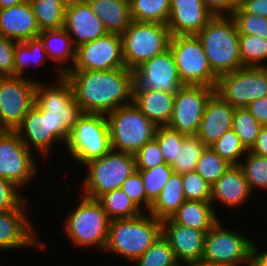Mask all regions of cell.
<instances>
[{"label": "cell", "instance_id": "6da1fadb", "mask_svg": "<svg viewBox=\"0 0 267 266\" xmlns=\"http://www.w3.org/2000/svg\"><path fill=\"white\" fill-rule=\"evenodd\" d=\"M65 76L73 87L76 103L84 113L107 115L133 102L134 76L127 68L69 70Z\"/></svg>", "mask_w": 267, "mask_h": 266}, {"label": "cell", "instance_id": "7a4b0ae2", "mask_svg": "<svg viewBox=\"0 0 267 266\" xmlns=\"http://www.w3.org/2000/svg\"><path fill=\"white\" fill-rule=\"evenodd\" d=\"M211 69L219 76L242 66L239 33L230 15H215L197 34Z\"/></svg>", "mask_w": 267, "mask_h": 266}, {"label": "cell", "instance_id": "3957f363", "mask_svg": "<svg viewBox=\"0 0 267 266\" xmlns=\"http://www.w3.org/2000/svg\"><path fill=\"white\" fill-rule=\"evenodd\" d=\"M162 234V221L150 213L130 219L110 221L104 250L120 254L132 262L143 255Z\"/></svg>", "mask_w": 267, "mask_h": 266}, {"label": "cell", "instance_id": "277c9868", "mask_svg": "<svg viewBox=\"0 0 267 266\" xmlns=\"http://www.w3.org/2000/svg\"><path fill=\"white\" fill-rule=\"evenodd\" d=\"M112 150L134 155L155 138L156 126L132 102L108 113Z\"/></svg>", "mask_w": 267, "mask_h": 266}, {"label": "cell", "instance_id": "5b68a950", "mask_svg": "<svg viewBox=\"0 0 267 266\" xmlns=\"http://www.w3.org/2000/svg\"><path fill=\"white\" fill-rule=\"evenodd\" d=\"M171 36L166 24L131 21L121 34L126 68L133 71L164 53L169 49Z\"/></svg>", "mask_w": 267, "mask_h": 266}, {"label": "cell", "instance_id": "8992f818", "mask_svg": "<svg viewBox=\"0 0 267 266\" xmlns=\"http://www.w3.org/2000/svg\"><path fill=\"white\" fill-rule=\"evenodd\" d=\"M169 49L183 85L215 88L218 75L211 69L197 35L171 36Z\"/></svg>", "mask_w": 267, "mask_h": 266}, {"label": "cell", "instance_id": "52a82bcc", "mask_svg": "<svg viewBox=\"0 0 267 266\" xmlns=\"http://www.w3.org/2000/svg\"><path fill=\"white\" fill-rule=\"evenodd\" d=\"M66 148L83 165L110 152L112 147L107 116L83 113L70 130Z\"/></svg>", "mask_w": 267, "mask_h": 266}, {"label": "cell", "instance_id": "ba28073f", "mask_svg": "<svg viewBox=\"0 0 267 266\" xmlns=\"http://www.w3.org/2000/svg\"><path fill=\"white\" fill-rule=\"evenodd\" d=\"M67 218L64 225L66 234L75 245L104 250L111 220L97 199L83 196Z\"/></svg>", "mask_w": 267, "mask_h": 266}, {"label": "cell", "instance_id": "9c48e42d", "mask_svg": "<svg viewBox=\"0 0 267 266\" xmlns=\"http://www.w3.org/2000/svg\"><path fill=\"white\" fill-rule=\"evenodd\" d=\"M84 165L88 169V175L84 179L83 196L93 199L120 188L136 170L134 155L114 150Z\"/></svg>", "mask_w": 267, "mask_h": 266}, {"label": "cell", "instance_id": "30bf717a", "mask_svg": "<svg viewBox=\"0 0 267 266\" xmlns=\"http://www.w3.org/2000/svg\"><path fill=\"white\" fill-rule=\"evenodd\" d=\"M215 93L234 108L267 96V67H241L218 76Z\"/></svg>", "mask_w": 267, "mask_h": 266}, {"label": "cell", "instance_id": "8fae6325", "mask_svg": "<svg viewBox=\"0 0 267 266\" xmlns=\"http://www.w3.org/2000/svg\"><path fill=\"white\" fill-rule=\"evenodd\" d=\"M217 222L205 235L202 260L223 266H251L252 242Z\"/></svg>", "mask_w": 267, "mask_h": 266}, {"label": "cell", "instance_id": "7c38bea8", "mask_svg": "<svg viewBox=\"0 0 267 266\" xmlns=\"http://www.w3.org/2000/svg\"><path fill=\"white\" fill-rule=\"evenodd\" d=\"M35 81L15 76L0 77V130L15 131L35 105Z\"/></svg>", "mask_w": 267, "mask_h": 266}, {"label": "cell", "instance_id": "4fadbf2b", "mask_svg": "<svg viewBox=\"0 0 267 266\" xmlns=\"http://www.w3.org/2000/svg\"><path fill=\"white\" fill-rule=\"evenodd\" d=\"M15 132L29 150L37 149L44 156L50 152L52 143L62 140L66 144L70 135V130L61 119L49 117L48 112H42L36 105L30 109Z\"/></svg>", "mask_w": 267, "mask_h": 266}, {"label": "cell", "instance_id": "5bb4252c", "mask_svg": "<svg viewBox=\"0 0 267 266\" xmlns=\"http://www.w3.org/2000/svg\"><path fill=\"white\" fill-rule=\"evenodd\" d=\"M73 66L67 67V72L69 70L110 71L126 68L121 34L107 33L78 46Z\"/></svg>", "mask_w": 267, "mask_h": 266}, {"label": "cell", "instance_id": "9a60e30c", "mask_svg": "<svg viewBox=\"0 0 267 266\" xmlns=\"http://www.w3.org/2000/svg\"><path fill=\"white\" fill-rule=\"evenodd\" d=\"M15 131L0 130V177L22 187L37 172V164Z\"/></svg>", "mask_w": 267, "mask_h": 266}, {"label": "cell", "instance_id": "2e32d148", "mask_svg": "<svg viewBox=\"0 0 267 266\" xmlns=\"http://www.w3.org/2000/svg\"><path fill=\"white\" fill-rule=\"evenodd\" d=\"M57 81V86L50 88L37 82L34 104L42 112H48L49 117L61 119L71 130L84 112L76 103L73 87L65 74L58 77Z\"/></svg>", "mask_w": 267, "mask_h": 266}, {"label": "cell", "instance_id": "e0dca14e", "mask_svg": "<svg viewBox=\"0 0 267 266\" xmlns=\"http://www.w3.org/2000/svg\"><path fill=\"white\" fill-rule=\"evenodd\" d=\"M215 88L184 85L174 99L173 114L168 127L186 135H196L207 101Z\"/></svg>", "mask_w": 267, "mask_h": 266}, {"label": "cell", "instance_id": "ac0fdd59", "mask_svg": "<svg viewBox=\"0 0 267 266\" xmlns=\"http://www.w3.org/2000/svg\"><path fill=\"white\" fill-rule=\"evenodd\" d=\"M134 90H156L176 94L182 84L170 49L133 70Z\"/></svg>", "mask_w": 267, "mask_h": 266}, {"label": "cell", "instance_id": "d6986e66", "mask_svg": "<svg viewBox=\"0 0 267 266\" xmlns=\"http://www.w3.org/2000/svg\"><path fill=\"white\" fill-rule=\"evenodd\" d=\"M63 28L76 48L108 33L87 0H68Z\"/></svg>", "mask_w": 267, "mask_h": 266}, {"label": "cell", "instance_id": "ffe728a7", "mask_svg": "<svg viewBox=\"0 0 267 266\" xmlns=\"http://www.w3.org/2000/svg\"><path fill=\"white\" fill-rule=\"evenodd\" d=\"M214 16L203 0H170L166 25L172 36L197 35Z\"/></svg>", "mask_w": 267, "mask_h": 266}, {"label": "cell", "instance_id": "44dd1931", "mask_svg": "<svg viewBox=\"0 0 267 266\" xmlns=\"http://www.w3.org/2000/svg\"><path fill=\"white\" fill-rule=\"evenodd\" d=\"M207 232L180 225L171 218L162 221V234L169 241L177 261L183 264L202 260Z\"/></svg>", "mask_w": 267, "mask_h": 266}, {"label": "cell", "instance_id": "7402d4cb", "mask_svg": "<svg viewBox=\"0 0 267 266\" xmlns=\"http://www.w3.org/2000/svg\"><path fill=\"white\" fill-rule=\"evenodd\" d=\"M24 201L18 208L0 212V249L11 250L24 247L39 246L44 249L34 237L31 224L26 216Z\"/></svg>", "mask_w": 267, "mask_h": 266}, {"label": "cell", "instance_id": "603a6c76", "mask_svg": "<svg viewBox=\"0 0 267 266\" xmlns=\"http://www.w3.org/2000/svg\"><path fill=\"white\" fill-rule=\"evenodd\" d=\"M235 108L224 102L216 93L207 101L196 136L212 146L225 132L232 129Z\"/></svg>", "mask_w": 267, "mask_h": 266}, {"label": "cell", "instance_id": "cb8c5ba5", "mask_svg": "<svg viewBox=\"0 0 267 266\" xmlns=\"http://www.w3.org/2000/svg\"><path fill=\"white\" fill-rule=\"evenodd\" d=\"M40 34L29 1L0 9V35L16 42L37 38Z\"/></svg>", "mask_w": 267, "mask_h": 266}, {"label": "cell", "instance_id": "d4e9b609", "mask_svg": "<svg viewBox=\"0 0 267 266\" xmlns=\"http://www.w3.org/2000/svg\"><path fill=\"white\" fill-rule=\"evenodd\" d=\"M252 192L239 165H230L225 173L211 186V200L236 208L244 204ZM214 201V202H213Z\"/></svg>", "mask_w": 267, "mask_h": 266}, {"label": "cell", "instance_id": "484cf974", "mask_svg": "<svg viewBox=\"0 0 267 266\" xmlns=\"http://www.w3.org/2000/svg\"><path fill=\"white\" fill-rule=\"evenodd\" d=\"M175 94L156 90H134L133 103L156 126H168Z\"/></svg>", "mask_w": 267, "mask_h": 266}, {"label": "cell", "instance_id": "4316f807", "mask_svg": "<svg viewBox=\"0 0 267 266\" xmlns=\"http://www.w3.org/2000/svg\"><path fill=\"white\" fill-rule=\"evenodd\" d=\"M93 13L103 22L108 33L122 34L129 26V0H87Z\"/></svg>", "mask_w": 267, "mask_h": 266}, {"label": "cell", "instance_id": "83f0119b", "mask_svg": "<svg viewBox=\"0 0 267 266\" xmlns=\"http://www.w3.org/2000/svg\"><path fill=\"white\" fill-rule=\"evenodd\" d=\"M175 223L198 230H209L218 221L210 201L186 200L170 217Z\"/></svg>", "mask_w": 267, "mask_h": 266}, {"label": "cell", "instance_id": "f1b7e54d", "mask_svg": "<svg viewBox=\"0 0 267 266\" xmlns=\"http://www.w3.org/2000/svg\"><path fill=\"white\" fill-rule=\"evenodd\" d=\"M43 42L47 58L58 62L56 71L58 77L67 72V67H63L62 63H68V58H71L72 64L75 62L76 47L73 44L72 38L64 28L41 31L38 36Z\"/></svg>", "mask_w": 267, "mask_h": 266}, {"label": "cell", "instance_id": "f546056e", "mask_svg": "<svg viewBox=\"0 0 267 266\" xmlns=\"http://www.w3.org/2000/svg\"><path fill=\"white\" fill-rule=\"evenodd\" d=\"M185 201L182 174L173 172L148 213L163 221L170 218Z\"/></svg>", "mask_w": 267, "mask_h": 266}, {"label": "cell", "instance_id": "4dcf8cb0", "mask_svg": "<svg viewBox=\"0 0 267 266\" xmlns=\"http://www.w3.org/2000/svg\"><path fill=\"white\" fill-rule=\"evenodd\" d=\"M29 3L40 32L64 27L68 0H29Z\"/></svg>", "mask_w": 267, "mask_h": 266}, {"label": "cell", "instance_id": "1f68e13d", "mask_svg": "<svg viewBox=\"0 0 267 266\" xmlns=\"http://www.w3.org/2000/svg\"><path fill=\"white\" fill-rule=\"evenodd\" d=\"M97 200L111 221L116 219H130L144 213L121 188L107 192Z\"/></svg>", "mask_w": 267, "mask_h": 266}, {"label": "cell", "instance_id": "d6a6232c", "mask_svg": "<svg viewBox=\"0 0 267 266\" xmlns=\"http://www.w3.org/2000/svg\"><path fill=\"white\" fill-rule=\"evenodd\" d=\"M130 16L135 22L166 24L170 15V0H129Z\"/></svg>", "mask_w": 267, "mask_h": 266}, {"label": "cell", "instance_id": "836d02e7", "mask_svg": "<svg viewBox=\"0 0 267 266\" xmlns=\"http://www.w3.org/2000/svg\"><path fill=\"white\" fill-rule=\"evenodd\" d=\"M45 57H47V54L39 37L28 39L24 42H16L14 50V76L24 78L25 74L23 73L26 71V67L31 66L32 63L36 66H39L40 63L43 64Z\"/></svg>", "mask_w": 267, "mask_h": 266}, {"label": "cell", "instance_id": "e575fe53", "mask_svg": "<svg viewBox=\"0 0 267 266\" xmlns=\"http://www.w3.org/2000/svg\"><path fill=\"white\" fill-rule=\"evenodd\" d=\"M206 147L196 135H187L178 149L177 157L171 168L175 173L179 174L194 172L197 162Z\"/></svg>", "mask_w": 267, "mask_h": 266}, {"label": "cell", "instance_id": "d590c367", "mask_svg": "<svg viewBox=\"0 0 267 266\" xmlns=\"http://www.w3.org/2000/svg\"><path fill=\"white\" fill-rule=\"evenodd\" d=\"M239 48L243 67H267V38L239 34Z\"/></svg>", "mask_w": 267, "mask_h": 266}, {"label": "cell", "instance_id": "8d00e7d4", "mask_svg": "<svg viewBox=\"0 0 267 266\" xmlns=\"http://www.w3.org/2000/svg\"><path fill=\"white\" fill-rule=\"evenodd\" d=\"M262 125L246 107L235 108L232 129L247 150L255 144Z\"/></svg>", "mask_w": 267, "mask_h": 266}, {"label": "cell", "instance_id": "74e56055", "mask_svg": "<svg viewBox=\"0 0 267 266\" xmlns=\"http://www.w3.org/2000/svg\"><path fill=\"white\" fill-rule=\"evenodd\" d=\"M134 262L137 266H175L179 263L163 234Z\"/></svg>", "mask_w": 267, "mask_h": 266}, {"label": "cell", "instance_id": "f35d334b", "mask_svg": "<svg viewBox=\"0 0 267 266\" xmlns=\"http://www.w3.org/2000/svg\"><path fill=\"white\" fill-rule=\"evenodd\" d=\"M245 162L239 164L246 177L249 189H264L267 191V157L256 155L249 150ZM255 187V188H254Z\"/></svg>", "mask_w": 267, "mask_h": 266}, {"label": "cell", "instance_id": "ab89813d", "mask_svg": "<svg viewBox=\"0 0 267 266\" xmlns=\"http://www.w3.org/2000/svg\"><path fill=\"white\" fill-rule=\"evenodd\" d=\"M138 171L141 174L146 198L153 204L174 171L166 163Z\"/></svg>", "mask_w": 267, "mask_h": 266}, {"label": "cell", "instance_id": "60d3db41", "mask_svg": "<svg viewBox=\"0 0 267 266\" xmlns=\"http://www.w3.org/2000/svg\"><path fill=\"white\" fill-rule=\"evenodd\" d=\"M230 167L211 147H206L197 162L195 172L201 175L211 186Z\"/></svg>", "mask_w": 267, "mask_h": 266}, {"label": "cell", "instance_id": "b9f144b4", "mask_svg": "<svg viewBox=\"0 0 267 266\" xmlns=\"http://www.w3.org/2000/svg\"><path fill=\"white\" fill-rule=\"evenodd\" d=\"M210 147L230 165H239L240 157L248 151L233 129L225 132Z\"/></svg>", "mask_w": 267, "mask_h": 266}, {"label": "cell", "instance_id": "7bdbcfd3", "mask_svg": "<svg viewBox=\"0 0 267 266\" xmlns=\"http://www.w3.org/2000/svg\"><path fill=\"white\" fill-rule=\"evenodd\" d=\"M186 136V134L173 130L168 126L157 127L154 139L159 143L167 165L171 166L175 161L178 149L181 147Z\"/></svg>", "mask_w": 267, "mask_h": 266}, {"label": "cell", "instance_id": "ee69618b", "mask_svg": "<svg viewBox=\"0 0 267 266\" xmlns=\"http://www.w3.org/2000/svg\"><path fill=\"white\" fill-rule=\"evenodd\" d=\"M230 16L234 19L239 34L267 38V17L246 13L239 5Z\"/></svg>", "mask_w": 267, "mask_h": 266}, {"label": "cell", "instance_id": "f6af8a7d", "mask_svg": "<svg viewBox=\"0 0 267 266\" xmlns=\"http://www.w3.org/2000/svg\"><path fill=\"white\" fill-rule=\"evenodd\" d=\"M182 187L186 200H211V185L195 171L182 174Z\"/></svg>", "mask_w": 267, "mask_h": 266}, {"label": "cell", "instance_id": "bcb514c9", "mask_svg": "<svg viewBox=\"0 0 267 266\" xmlns=\"http://www.w3.org/2000/svg\"><path fill=\"white\" fill-rule=\"evenodd\" d=\"M134 157L136 170H145L165 163L159 143L155 139L142 146Z\"/></svg>", "mask_w": 267, "mask_h": 266}, {"label": "cell", "instance_id": "7dc6e473", "mask_svg": "<svg viewBox=\"0 0 267 266\" xmlns=\"http://www.w3.org/2000/svg\"><path fill=\"white\" fill-rule=\"evenodd\" d=\"M121 190L124 191L132 201L141 209L143 212H149L151 203L147 200L144 191L143 181L141 174L138 170H135L121 185Z\"/></svg>", "mask_w": 267, "mask_h": 266}, {"label": "cell", "instance_id": "c3c4849f", "mask_svg": "<svg viewBox=\"0 0 267 266\" xmlns=\"http://www.w3.org/2000/svg\"><path fill=\"white\" fill-rule=\"evenodd\" d=\"M18 188L13 182L0 177V212L16 209L26 201Z\"/></svg>", "mask_w": 267, "mask_h": 266}, {"label": "cell", "instance_id": "681fc988", "mask_svg": "<svg viewBox=\"0 0 267 266\" xmlns=\"http://www.w3.org/2000/svg\"><path fill=\"white\" fill-rule=\"evenodd\" d=\"M16 41L0 35V77L14 76Z\"/></svg>", "mask_w": 267, "mask_h": 266}, {"label": "cell", "instance_id": "f907efd6", "mask_svg": "<svg viewBox=\"0 0 267 266\" xmlns=\"http://www.w3.org/2000/svg\"><path fill=\"white\" fill-rule=\"evenodd\" d=\"M203 2L214 15H231L239 5V0H203Z\"/></svg>", "mask_w": 267, "mask_h": 266}, {"label": "cell", "instance_id": "816d5d0a", "mask_svg": "<svg viewBox=\"0 0 267 266\" xmlns=\"http://www.w3.org/2000/svg\"><path fill=\"white\" fill-rule=\"evenodd\" d=\"M246 108L262 126H267V96L252 101Z\"/></svg>", "mask_w": 267, "mask_h": 266}, {"label": "cell", "instance_id": "f5cc1de1", "mask_svg": "<svg viewBox=\"0 0 267 266\" xmlns=\"http://www.w3.org/2000/svg\"><path fill=\"white\" fill-rule=\"evenodd\" d=\"M239 6L246 13L267 17V0H239Z\"/></svg>", "mask_w": 267, "mask_h": 266}, {"label": "cell", "instance_id": "db71d44e", "mask_svg": "<svg viewBox=\"0 0 267 266\" xmlns=\"http://www.w3.org/2000/svg\"><path fill=\"white\" fill-rule=\"evenodd\" d=\"M249 151L256 155L267 157V126H262L255 144Z\"/></svg>", "mask_w": 267, "mask_h": 266}, {"label": "cell", "instance_id": "11a10c76", "mask_svg": "<svg viewBox=\"0 0 267 266\" xmlns=\"http://www.w3.org/2000/svg\"><path fill=\"white\" fill-rule=\"evenodd\" d=\"M258 249L256 244L252 242L251 266H267V251L259 253Z\"/></svg>", "mask_w": 267, "mask_h": 266}, {"label": "cell", "instance_id": "9f6ffc18", "mask_svg": "<svg viewBox=\"0 0 267 266\" xmlns=\"http://www.w3.org/2000/svg\"><path fill=\"white\" fill-rule=\"evenodd\" d=\"M29 0H0V9L10 8Z\"/></svg>", "mask_w": 267, "mask_h": 266}, {"label": "cell", "instance_id": "6f0895ef", "mask_svg": "<svg viewBox=\"0 0 267 266\" xmlns=\"http://www.w3.org/2000/svg\"><path fill=\"white\" fill-rule=\"evenodd\" d=\"M184 266H223V265L206 262L204 260H198L195 262L186 263V264H184Z\"/></svg>", "mask_w": 267, "mask_h": 266}, {"label": "cell", "instance_id": "680465c9", "mask_svg": "<svg viewBox=\"0 0 267 266\" xmlns=\"http://www.w3.org/2000/svg\"><path fill=\"white\" fill-rule=\"evenodd\" d=\"M182 265V263L180 264V263H178L177 265H175V266H181ZM183 266H184V264H183Z\"/></svg>", "mask_w": 267, "mask_h": 266}]
</instances>
